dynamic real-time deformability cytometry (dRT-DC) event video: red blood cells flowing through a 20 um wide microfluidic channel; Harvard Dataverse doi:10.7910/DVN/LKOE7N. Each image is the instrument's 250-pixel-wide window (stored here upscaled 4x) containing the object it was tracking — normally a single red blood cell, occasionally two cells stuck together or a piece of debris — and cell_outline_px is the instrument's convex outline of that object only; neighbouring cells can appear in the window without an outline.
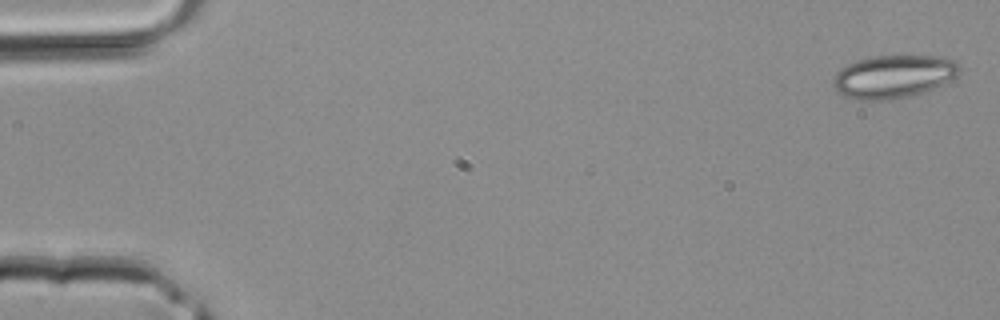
{"species": "common noctule bat (a hibernating species)", "species_latin": "Nyctalus noctula", "temperature_condition": "room temperature", "stored_images_in_passage": 42, "camera_frame_rate_fps": 3000, "um_per_image_px": 0.085, "animal": {"sex": "male", "body_mass_g": 20.4}, "frame": {"image": 1, "passage_image": 1, "time_ms": 0.0, "image_size_px": [1000, 320], "cell_outline_px": [[960, 72], [956, 76], [944, 84], [908, 96], [884, 100], [860, 100], [844, 96], [836, 92], [832, 84], [832, 80], [836, 72], [840, 68], [856, 60], [872, 56], [936, 56], [952, 60], [960, 64]], "centroid_in_image_um": [75.9, 6.5], "position_along_channel_um": 9.1, "area_um2": 31.62}}
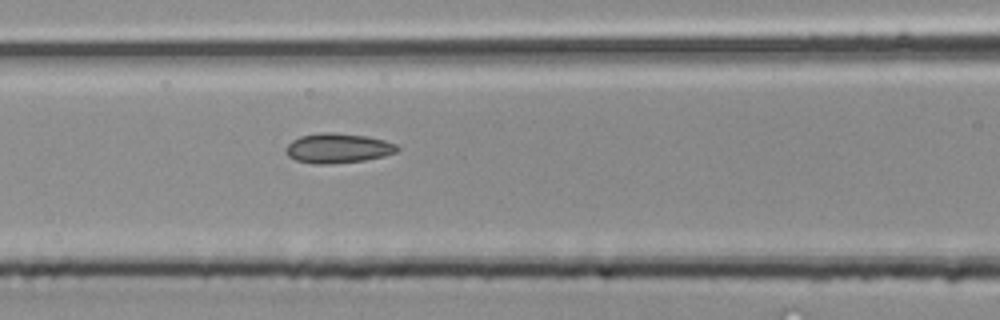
{"frame": {"image": 2, "passage_image": 18, "time_ms": 5.667, "image_size_px": [1000, 320], "cell_outline_px": [[400, 148], [396, 152], [384, 156], [364, 160], [324, 164], [316, 164], [296, 160], [288, 156], [284, 152], [284, 148], [292, 140], [300, 136], [320, 132], [336, 132], [368, 136], [384, 140], [396, 144]], "centroid_in_image_um": [28.7, 12.58], "position_along_channel_um": 137.9, "area_um2": 19.42}}
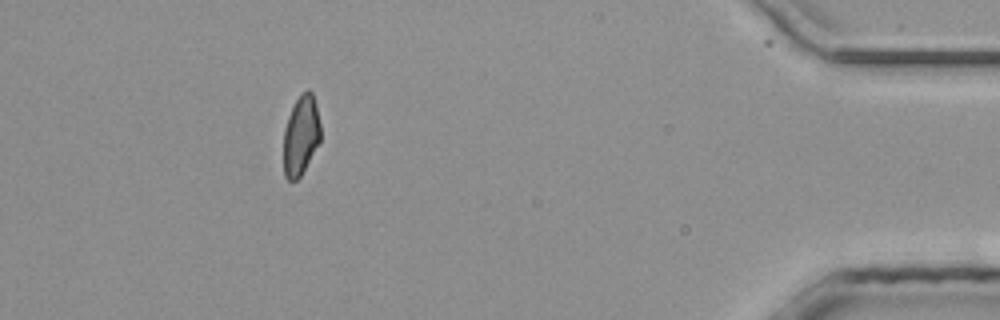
{"frame": {"image": 3, "passage_image": 38, "time_ms": 12.333, "image_size_px": [1000, 320], "cell_outline_px": [[320, 140], [300, 176], [296, 180], [288, 180], [284, 176], [284, 132], [288, 116], [300, 92], [308, 88], [312, 92], [316, 104], [320, 124]], "centroid_in_image_um": [25.57, 11.46], "position_along_channel_um": 409.6, "area_um2": 16.99}}